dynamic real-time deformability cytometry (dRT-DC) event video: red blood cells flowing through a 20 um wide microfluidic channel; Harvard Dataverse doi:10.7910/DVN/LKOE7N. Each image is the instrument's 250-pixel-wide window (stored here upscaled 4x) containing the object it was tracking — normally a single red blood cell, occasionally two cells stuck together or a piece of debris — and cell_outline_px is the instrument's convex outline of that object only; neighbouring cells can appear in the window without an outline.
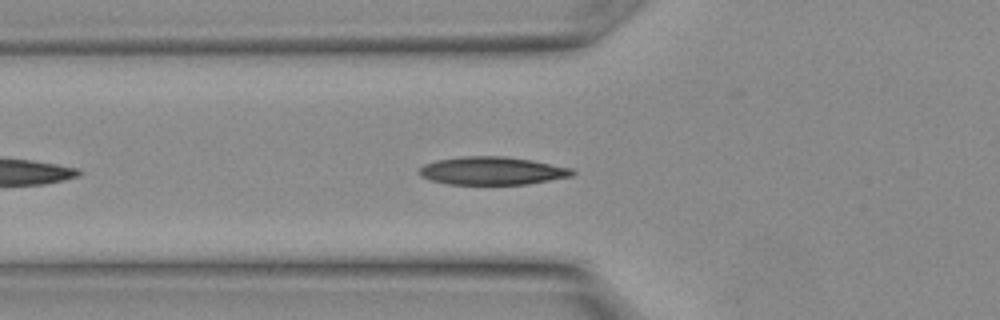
{"species": "Egyptian fruit bat (a non-hibernating species)", "species_latin": "Rousettus aegyptiacus", "temperature_condition": "warm", "stored_images_in_passage": 15, "camera_frame_rate_fps": 3000, "um_per_image_px": 0.085, "animal": {"sex": "female"}, "frame": {"image": 1, "passage_image": 9, "time_ms": 2.667, "image_size_px": [1000, 320], "cell_outline_px": [[576, 172], [572, 176], [528, 184], [448, 184], [432, 180], [420, 176], [416, 172], [424, 164], [436, 160], [460, 156], [504, 156], [532, 160], [572, 168]], "centroid_in_image_um": [41.82, 14.51], "position_along_channel_um": 84.0, "area_um2": 25.09}}
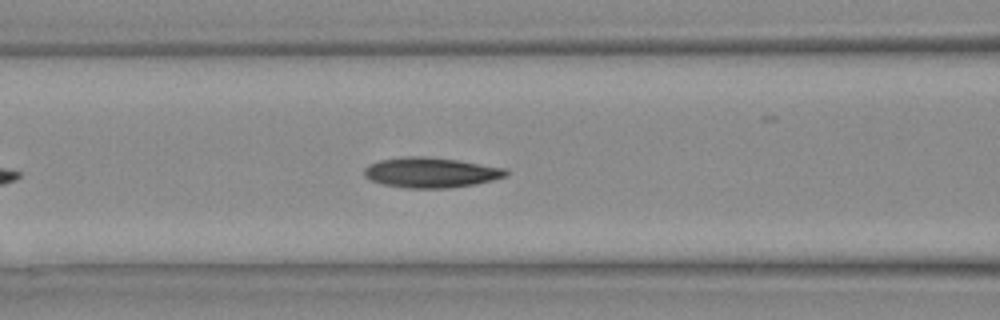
{"frame": {"image": 2, "passage_image": 11, "time_ms": 3.333, "image_size_px": [1000, 320], "cell_outline_px": [[508, 176], [476, 184], [448, 188], [404, 188], [384, 184], [372, 180], [364, 176], [364, 168], [368, 164], [380, 160], [404, 156], [424, 156], [456, 160], [508, 168]], "centroid_in_image_um": [36.64, 14.66], "position_along_channel_um": 130.0, "area_um2": 25.03}}